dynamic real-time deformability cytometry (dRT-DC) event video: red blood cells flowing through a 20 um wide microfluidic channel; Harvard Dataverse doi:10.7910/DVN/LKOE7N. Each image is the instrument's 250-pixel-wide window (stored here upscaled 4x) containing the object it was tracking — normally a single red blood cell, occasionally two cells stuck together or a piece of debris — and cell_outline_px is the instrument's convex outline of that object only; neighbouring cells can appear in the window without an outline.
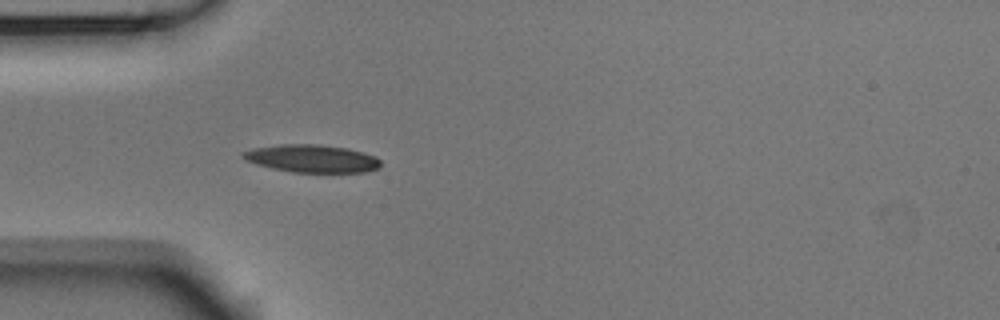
{"species": "Egyptian fruit bat (a non-hibernating species)", "species_latin": "Rousettus aegyptiacus", "temperature_condition": "room temperature", "stored_images_in_passage": 1, "camera_frame_rate_fps": 3000, "um_per_image_px": 0.085, "animal": {"sex": "male"}, "frame": {"image": 1, "passage_image": 1, "time_ms": 0.0, "image_size_px": [1000, 320], "cell_outline_px": [[380, 168], [364, 172], [292, 172], [272, 168], [256, 164], [240, 156], [240, 152], [252, 148], [280, 144], [320, 144], [348, 148], [376, 156], [380, 160]], "centroid_in_image_um": [26.5, 13.47], "position_along_channel_um": 58.5, "area_um2": 22.37}}